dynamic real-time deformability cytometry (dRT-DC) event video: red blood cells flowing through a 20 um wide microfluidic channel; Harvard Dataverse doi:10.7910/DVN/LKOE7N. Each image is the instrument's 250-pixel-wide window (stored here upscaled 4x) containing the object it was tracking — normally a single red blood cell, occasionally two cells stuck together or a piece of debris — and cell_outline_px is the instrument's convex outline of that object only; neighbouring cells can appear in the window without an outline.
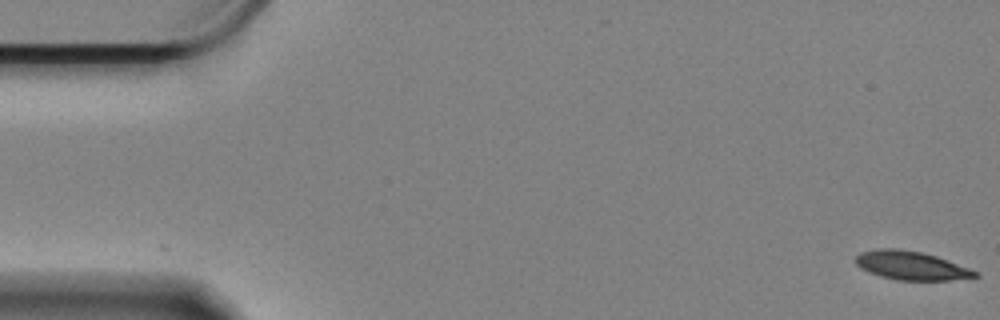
{"species": "Egyptian fruit bat (a non-hibernating species)", "species_latin": "Rousettus aegyptiacus", "temperature_condition": "cold", "stored_images_in_passage": 61, "camera_frame_rate_fps": 3000, "um_per_image_px": 0.085, "animal": {"sex": "female"}, "frame": {"image": 1, "passage_image": 1, "time_ms": 0.0, "image_size_px": [1000, 320], "cell_outline_px": [[980, 276], [948, 280], [896, 280], [880, 276], [868, 272], [860, 268], [856, 264], [856, 256], [860, 252], [880, 248], [896, 248], [920, 252], [936, 256], [980, 272]], "centroid_in_image_um": [77.43, 22.57], "position_along_channel_um": 7.6, "area_um2": 19.88}}
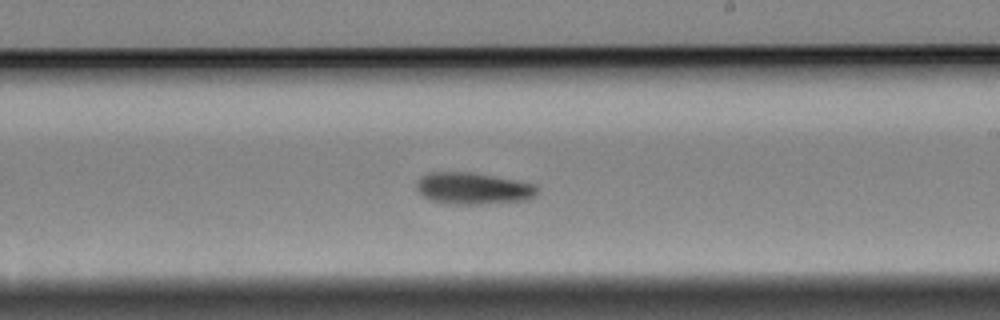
{"frame": {"image": 2, "passage_image": 35, "time_ms": 11.333, "image_size_px": [1000, 320], "cell_outline_px": [[540, 188], [536, 196], [528, 200], [484, 204], [448, 204], [432, 200], [424, 196], [416, 188], [416, 184], [428, 172], [472, 172], [536, 184]], "centroid_in_image_um": [40.29, 16.02], "position_along_channel_um": 248.7, "area_um2": 22.37}}
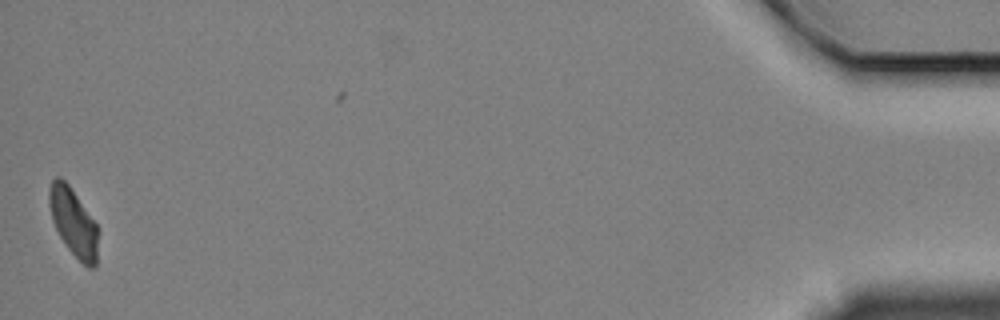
{"frame": {"image": 3, "passage_image": 60, "time_ms": 19.667, "image_size_px": [1000, 320], "cell_outline_px": [[96, 264], [92, 268], [88, 268], [68, 248], [60, 236], [52, 220], [48, 204], [48, 188], [52, 180], [56, 176], [60, 176], [68, 184], [96, 224]], "centroid_in_image_um": [6.18, 18.84], "position_along_channel_um": 429.0, "area_um2": 18.79}, "authors_computed_cell_mechanics": {"area_um2": 21.1548, "velocity_mm_per_s": 3.2924, "shape_relaxation_time_tau1_ms": 6.8235, "shape_relaxation_time_tau2_ms": null, "deformation_change_tau1": 0.1254, "deformation_change_tau2": null}}